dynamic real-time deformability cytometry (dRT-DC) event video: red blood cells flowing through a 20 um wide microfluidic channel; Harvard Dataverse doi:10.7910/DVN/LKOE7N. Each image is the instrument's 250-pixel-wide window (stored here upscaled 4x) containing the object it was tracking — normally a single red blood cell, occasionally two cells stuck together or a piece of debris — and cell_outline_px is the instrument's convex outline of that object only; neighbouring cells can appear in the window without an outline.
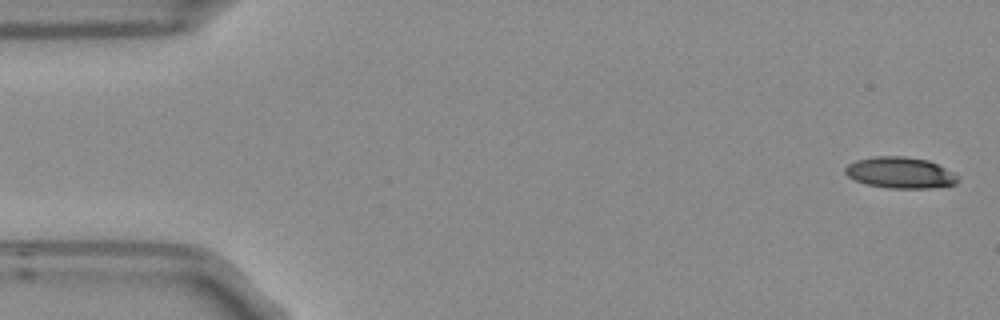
{"species": "Egyptian fruit bat (a non-hibernating species)", "species_latin": "Rousettus aegyptiacus", "temperature_condition": "room temperature", "stored_images_in_passage": 5, "camera_frame_rate_fps": 3000, "um_per_image_px": 0.085, "frame": {"image": 1, "passage_image": 1, "time_ms": 0.0, "image_size_px": [1000, 320], "cell_outline_px": [[960, 180], [956, 184], [932, 188], [888, 188], [864, 184], [848, 176], [844, 172], [844, 168], [848, 164], [856, 160], [872, 156], [904, 156], [928, 160], [960, 176]], "centroid_in_image_um": [76.51, 14.68], "position_along_channel_um": 8.5, "area_um2": 20.63}}
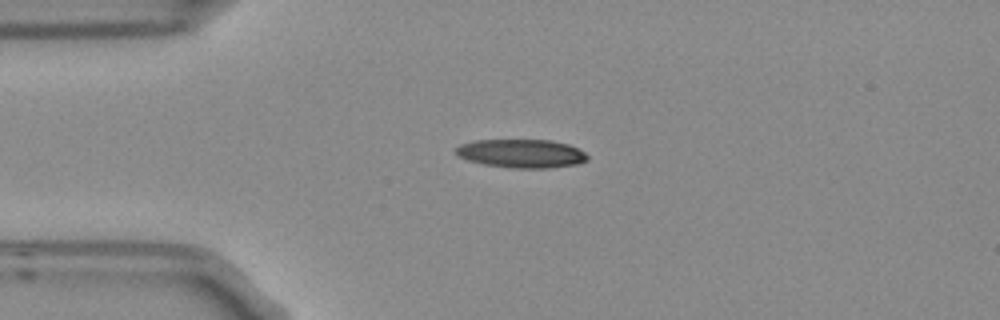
{"frame": {"image": 2, "passage_image": 4, "time_ms": 1.0, "image_size_px": [1000, 320], "cell_outline_px": [[588, 160], [576, 164], [548, 168], [512, 168], [484, 164], [468, 160], [456, 156], [456, 148], [460, 144], [472, 140], [552, 140], [568, 144], [584, 152], [588, 156]], "centroid_in_image_um": [44.3, 13.04], "position_along_channel_um": 40.7, "area_um2": 21.91}}